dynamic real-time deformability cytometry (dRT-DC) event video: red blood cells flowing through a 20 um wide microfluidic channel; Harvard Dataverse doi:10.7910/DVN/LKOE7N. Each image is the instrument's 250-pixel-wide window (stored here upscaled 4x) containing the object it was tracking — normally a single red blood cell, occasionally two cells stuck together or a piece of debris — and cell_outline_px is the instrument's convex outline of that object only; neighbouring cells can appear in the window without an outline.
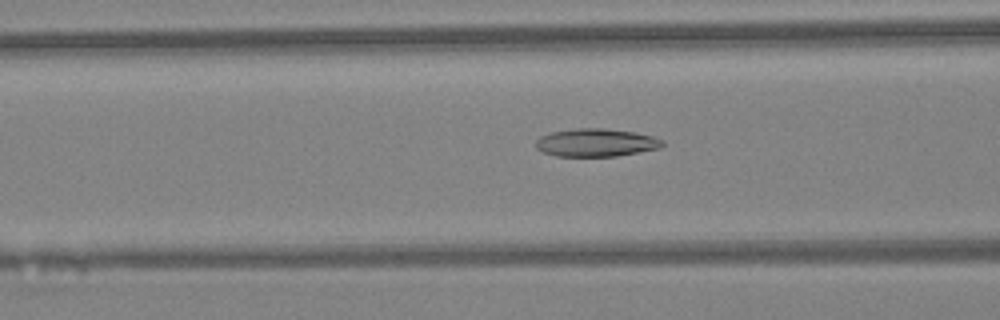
{"species": "Egyptian fruit bat (a non-hibernating species)", "species_latin": "Rousettus aegyptiacus", "temperature_condition": "warm", "stored_images_in_passage": 19, "camera_frame_rate_fps": 3000, "um_per_image_px": 0.085, "animal": {"sex": "female"}, "frame": {"image": 1, "passage_image": 14, "time_ms": 4.333, "image_size_px": [1000, 320], "cell_outline_px": [[664, 144], [660, 148], [616, 156], [556, 156], [544, 152], [536, 148], [536, 140], [540, 136], [552, 132], [576, 128], [604, 128], [632, 132], [652, 136], [664, 140]], "centroid_in_image_um": [50.66, 12.12], "position_along_channel_um": 115.9, "area_um2": 20.52}}